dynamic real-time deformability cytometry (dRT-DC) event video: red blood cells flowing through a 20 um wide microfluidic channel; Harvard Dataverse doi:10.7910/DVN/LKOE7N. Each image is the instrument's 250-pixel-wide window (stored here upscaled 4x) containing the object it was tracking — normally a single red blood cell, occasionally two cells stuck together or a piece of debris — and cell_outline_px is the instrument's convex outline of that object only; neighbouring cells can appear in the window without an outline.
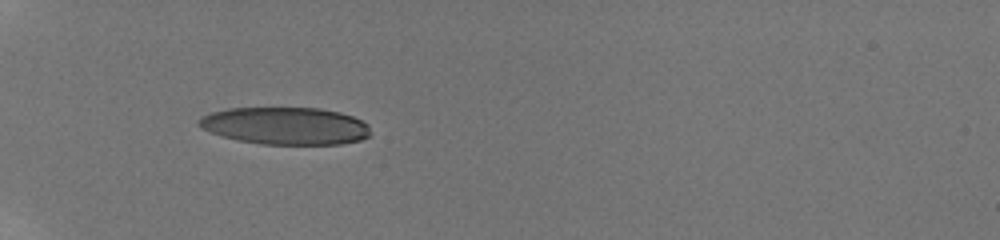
{"species": "human", "species_latin": "Homo sapiens", "temperature_condition": "room temperature", "stored_images_in_passage": 35, "camera_frame_rate_fps": 3000, "um_per_image_px": 0.085, "donor": {"sex": "male"}, "frame": {"image": 1, "passage_image": 1, "time_ms": 0.0, "image_size_px": [1000, 240], "cell_outline_px": [[368, 136], [360, 140], [340, 144], [260, 144], [236, 140], [200, 128], [196, 124], [200, 116], [212, 112], [228, 108], [320, 108], [340, 112], [352, 116], [368, 124]], "centroid_in_image_um": [24.22, 10.69], "position_along_channel_um": 60.8, "area_um2": 37.34}}
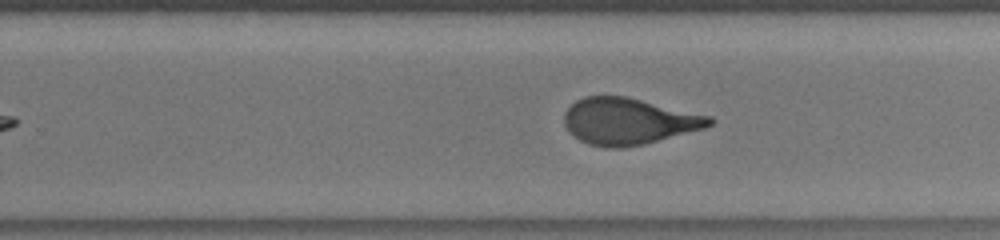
{"frame": {"image": 2, "passage_image": 19, "time_ms": 6.0, "image_size_px": [1000, 240], "cell_outline_px": [[716, 120], [712, 124], [704, 128], [644, 144], [620, 148], [604, 148], [588, 144], [580, 140], [568, 132], [564, 124], [564, 112], [576, 100], [584, 96], [628, 96], [712, 116]], "centroid_in_image_um": [53.42, 10.3], "position_along_channel_um": 276.4, "area_um2": 39.65}}
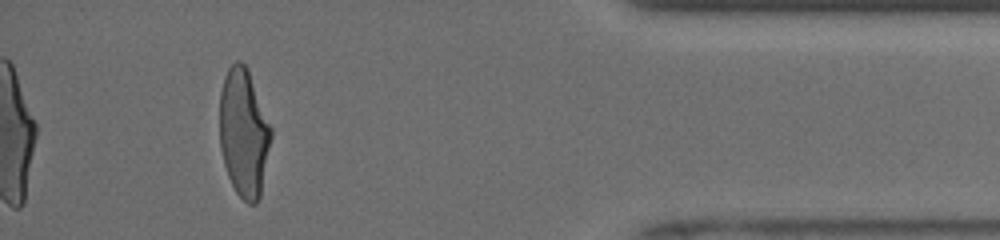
{"frame": {"image": 3, "passage_image": 32, "time_ms": 10.333, "image_size_px": [1000, 240], "cell_outline_px": [[272, 136], [260, 196], [256, 204], [248, 204], [236, 192], [228, 176], [224, 164], [220, 148], [220, 92], [224, 76], [228, 68], [236, 60], [240, 60], [248, 68], [272, 128]], "centroid_in_image_um": [20.72, 11.27], "position_along_channel_um": 414.5, "area_um2": 38.55}, "authors_computed_cell_mechanics": {"area_um2": 39.7086, "velocity_mm_per_s": 3.9732, "shape_relaxation_time_tau1_ms": 4.3242, "shape_relaxation_time_tau2_ms": 0.8353, "deformation_change_tau1": 0.2111, "deformation_change_tau2": 0.089}}